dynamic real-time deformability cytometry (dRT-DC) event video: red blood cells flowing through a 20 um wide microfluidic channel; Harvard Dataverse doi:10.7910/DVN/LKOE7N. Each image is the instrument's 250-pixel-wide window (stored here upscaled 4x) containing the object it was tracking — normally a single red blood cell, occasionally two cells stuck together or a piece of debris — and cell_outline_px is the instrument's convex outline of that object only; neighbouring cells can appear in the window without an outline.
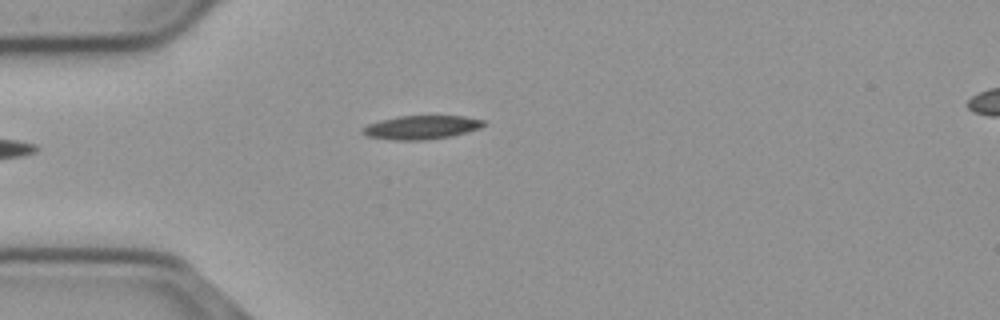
{"species": "common noctule bat (a hibernating species)", "species_latin": "Nyctalus noctula", "temperature_condition": "cold", "stored_images_in_passage": 38, "camera_frame_rate_fps": 3000, "um_per_image_px": 0.085, "animal": {"sex": "male", "body_mass_g": 23.1, "forearm_length_mm": 52.7}, "frame": {"image": 1, "passage_image": 1, "time_ms": 0.0, "image_size_px": [1000, 320], "cell_outline_px": [[488, 124], [480, 128], [468, 132], [452, 136], [428, 140], [392, 140], [368, 136], [360, 132], [360, 128], [368, 124], [380, 120], [400, 116], [464, 116], [484, 120]], "centroid_in_image_um": [35.83, 10.83], "position_along_channel_um": 49.2, "area_um2": 16.94}}
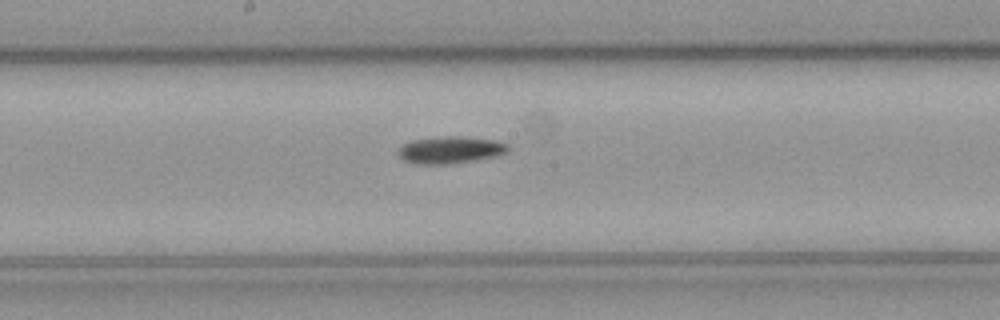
{"frame": {"image": 2, "passage_image": 15, "time_ms": 4.667, "image_size_px": [1000, 320], "cell_outline_px": [[508, 152], [496, 156], [448, 164], [416, 164], [404, 160], [396, 152], [396, 148], [412, 140], [444, 136], [460, 136], [496, 140], [508, 144]], "centroid_in_image_um": [38.25, 12.73], "position_along_channel_um": 209.9, "area_um2": 17.34}}
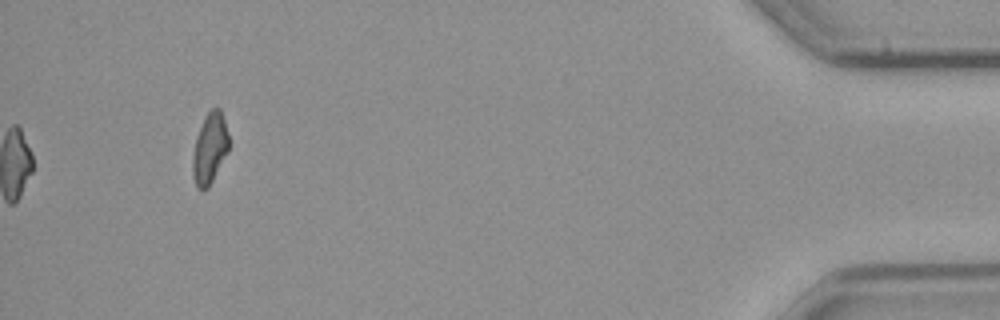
{"frame": {"image": 3, "passage_image": 38, "time_ms": 12.333, "image_size_px": [1000, 320], "cell_outline_px": [[228, 152], [208, 188], [204, 192], [196, 188], [192, 172], [192, 156], [196, 136], [204, 116], [212, 108], [220, 108], [224, 120], [228, 136]], "centroid_in_image_um": [17.8, 12.65], "position_along_channel_um": 417.4, "area_um2": 15.03}}